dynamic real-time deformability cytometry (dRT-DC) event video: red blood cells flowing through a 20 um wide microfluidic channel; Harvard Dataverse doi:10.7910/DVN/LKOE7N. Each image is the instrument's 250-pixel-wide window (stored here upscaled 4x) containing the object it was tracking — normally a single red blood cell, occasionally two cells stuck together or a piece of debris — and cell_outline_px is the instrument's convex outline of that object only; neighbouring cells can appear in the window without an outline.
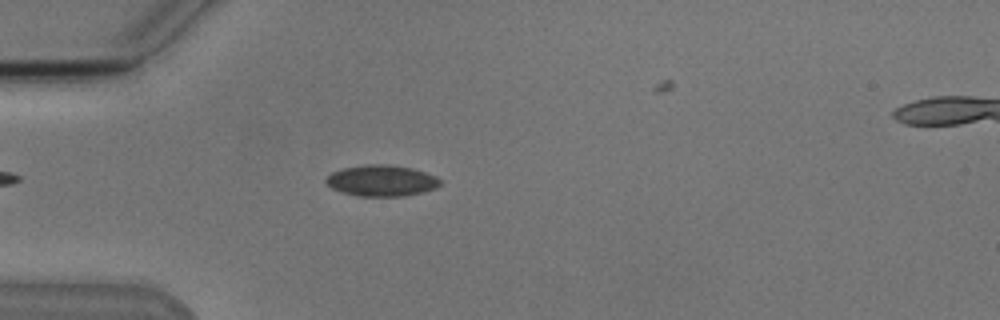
{"species": "Egyptian fruit bat (a non-hibernating species)", "species_latin": "Rousettus aegyptiacus", "temperature_condition": "cold", "stored_images_in_passage": 34, "camera_frame_rate_fps": 3000, "um_per_image_px": 0.085, "animal": {"sex": "male"}, "frame": {"image": 1, "passage_image": 2, "time_ms": 0.333, "image_size_px": [1000, 320], "cell_outline_px": [[440, 184], [436, 188], [404, 196], [360, 196], [344, 192], [332, 188], [324, 180], [332, 172], [344, 168], [368, 164], [388, 164], [412, 168], [436, 176], [440, 180]], "centroid_in_image_um": [32.44, 15.35], "position_along_channel_um": 52.6, "area_um2": 20.46}}
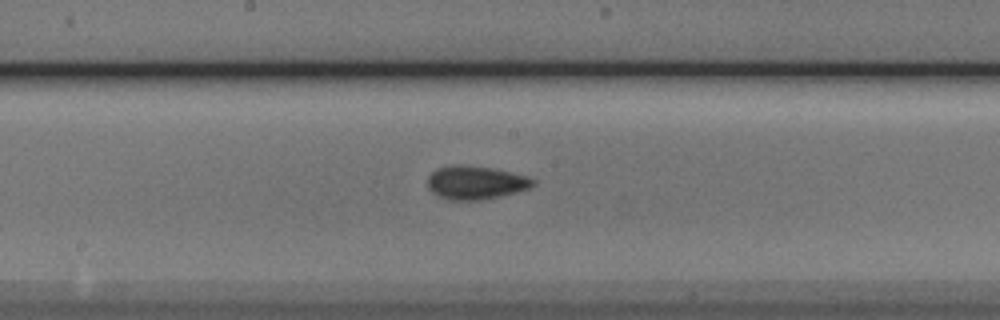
{"frame": {"image": 2, "passage_image": 15, "time_ms": 4.667, "image_size_px": [1000, 320], "cell_outline_px": [[536, 184], [532, 188], [500, 196], [480, 200], [448, 200], [432, 192], [428, 188], [428, 176], [436, 168], [452, 164], [468, 164], [492, 168], [528, 176], [536, 180]], "centroid_in_image_um": [40.44, 15.5], "position_along_channel_um": 207.8, "area_um2": 20.87}}
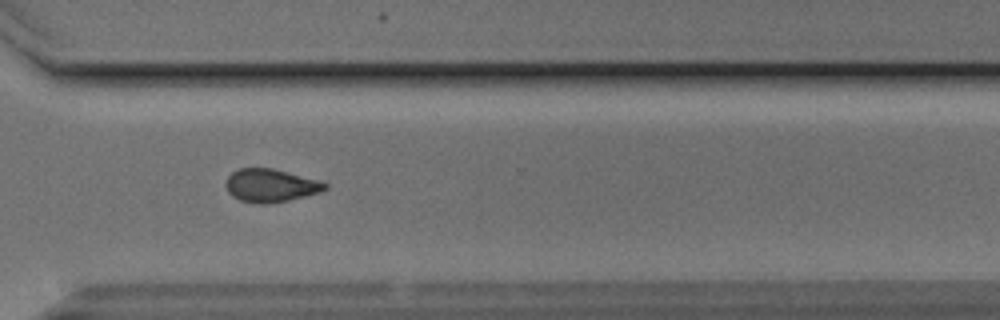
{"frame": {"image": 3, "passage_image": 26, "time_ms": 8.333, "image_size_px": [1000, 320], "cell_outline_px": [[328, 188], [320, 192], [288, 200], [268, 204], [260, 204], [240, 200], [232, 196], [228, 192], [224, 184], [228, 176], [232, 172], [240, 168], [272, 168], [316, 180], [328, 184]], "centroid_in_image_um": [22.96, 15.77], "position_along_channel_um": 347.6, "area_um2": 18.96}}